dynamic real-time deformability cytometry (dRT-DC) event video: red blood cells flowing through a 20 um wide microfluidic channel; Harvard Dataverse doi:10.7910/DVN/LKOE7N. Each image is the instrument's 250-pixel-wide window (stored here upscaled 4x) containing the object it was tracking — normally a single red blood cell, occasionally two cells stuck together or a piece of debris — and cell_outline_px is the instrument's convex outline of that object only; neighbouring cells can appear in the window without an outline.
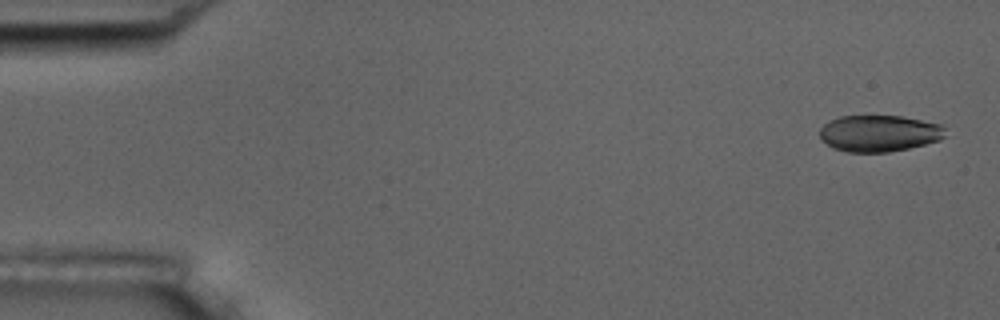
{"species": "common noctule bat (a hibernating species)", "species_latin": "Nyctalus noctula", "temperature_condition": "room temperature", "stored_images_in_passage": 4, "camera_frame_rate_fps": 3000, "um_per_image_px": 0.085, "animal": {"sex": "male", "body_mass_g": 17.5, "forearm_length_mm": 52.3}, "frame": {"image": 1, "passage_image": 1, "time_ms": 0.0, "image_size_px": [1000, 320], "cell_outline_px": [[948, 136], [940, 140], [908, 148], [888, 152], [848, 152], [832, 148], [820, 136], [820, 128], [828, 120], [840, 116], [904, 116], [944, 124]], "centroid_in_image_um": [74.79, 11.32], "position_along_channel_um": 10.2, "area_um2": 27.05}}